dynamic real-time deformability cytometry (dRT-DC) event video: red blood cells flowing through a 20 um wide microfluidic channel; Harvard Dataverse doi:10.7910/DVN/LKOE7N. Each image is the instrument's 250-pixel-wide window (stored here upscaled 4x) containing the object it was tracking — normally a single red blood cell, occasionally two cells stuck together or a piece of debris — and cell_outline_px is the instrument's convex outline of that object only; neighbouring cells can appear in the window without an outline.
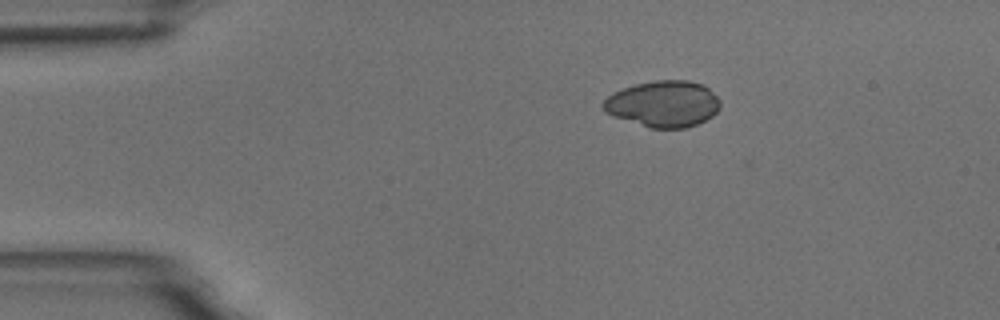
{"species": "common noctule bat (a hibernating species)", "species_latin": "Nyctalus noctula", "temperature_condition": "room temperature", "stored_images_in_passage": 6, "camera_frame_rate_fps": 3000, "um_per_image_px": 0.085, "animal": {"sex": "male", "body_mass_g": 18.8}, "frame": {"image": 1, "passage_image": 6, "time_ms": 5.667, "image_size_px": [1000, 320], "cell_outline_px": [[720, 108], [712, 116], [696, 124], [684, 128], [652, 128], [612, 116], [604, 112], [600, 104], [612, 92], [636, 84], [656, 80], [688, 80], [704, 84], [720, 100]], "centroid_in_image_um": [56.36, 8.82], "position_along_channel_um": 28.6, "area_um2": 31.62}}